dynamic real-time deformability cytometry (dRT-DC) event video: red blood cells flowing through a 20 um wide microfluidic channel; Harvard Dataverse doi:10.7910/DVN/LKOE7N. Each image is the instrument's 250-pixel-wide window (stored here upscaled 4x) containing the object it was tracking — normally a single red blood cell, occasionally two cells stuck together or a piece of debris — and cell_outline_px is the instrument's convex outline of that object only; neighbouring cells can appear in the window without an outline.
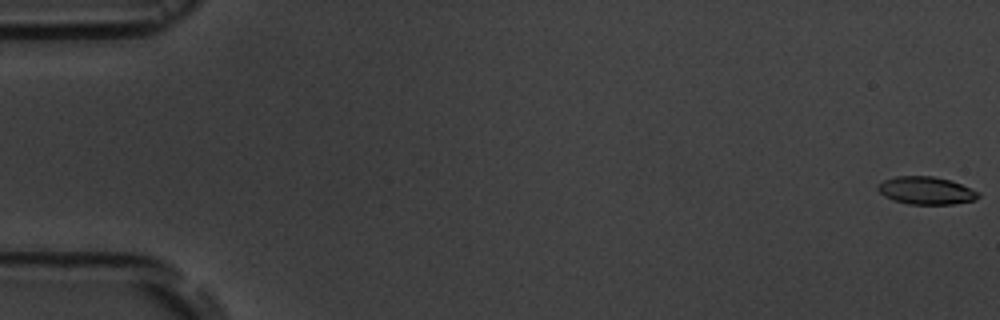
{"species": "common noctule bat (a hibernating species)", "species_latin": "Nyctalus noctula", "temperature_condition": "room temperature", "stored_images_in_passage": 6, "camera_frame_rate_fps": 3000, "um_per_image_px": 0.085, "animal": {"sex": "male", "body_mass_g": 19.5, "forearm_length_mm": 54.6}, "frame": {"image": 1, "passage_image": 1, "time_ms": 0.0, "image_size_px": [1000, 320], "cell_outline_px": [[980, 196], [976, 200], [952, 204], [908, 204], [892, 200], [884, 196], [876, 188], [876, 184], [884, 180], [896, 176], [932, 176], [952, 180], [980, 192]], "centroid_in_image_um": [78.72, 16.19], "position_along_channel_um": 6.3, "area_um2": 16.42}}
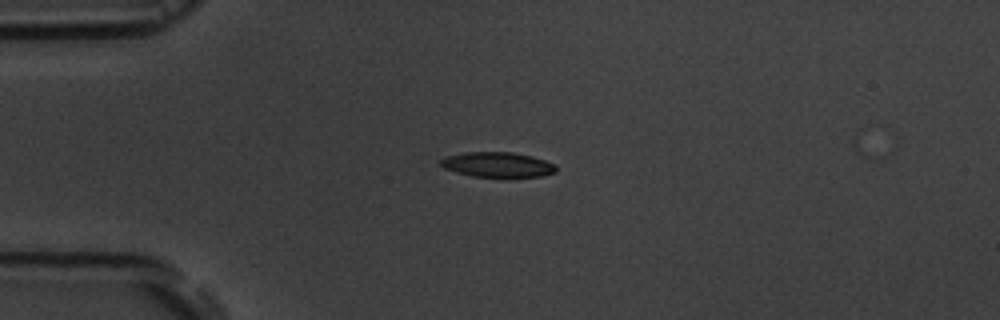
{"frame": {"image": 2, "passage_image": 5, "time_ms": 4.667, "image_size_px": [1000, 320], "cell_outline_px": [[556, 172], [540, 176], [472, 176], [456, 172], [444, 168], [440, 164], [440, 160], [444, 156], [464, 152], [512, 152], [532, 156], [556, 164]], "centroid_in_image_um": [42.26, 13.97], "position_along_channel_um": 42.7, "area_um2": 16.7}}